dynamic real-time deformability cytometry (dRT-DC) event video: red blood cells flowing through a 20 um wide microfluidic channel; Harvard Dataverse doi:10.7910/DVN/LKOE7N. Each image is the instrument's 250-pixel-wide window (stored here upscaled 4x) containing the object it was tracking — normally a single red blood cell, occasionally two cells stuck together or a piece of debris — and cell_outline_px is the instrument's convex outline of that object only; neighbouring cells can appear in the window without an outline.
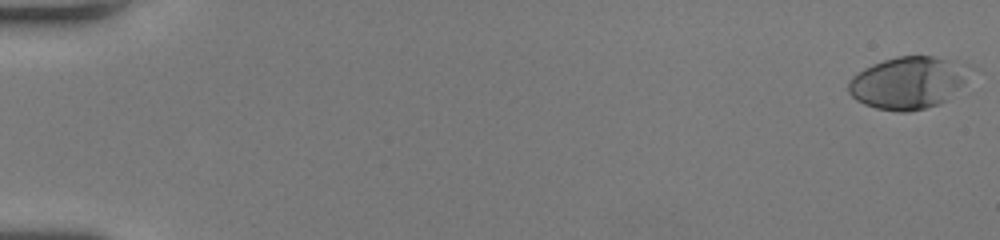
{"species": "human", "species_latin": "Homo sapiens", "temperature_condition": "room temperature", "stored_images_in_passage": 53, "camera_frame_rate_fps": 3000, "um_per_image_px": 0.085, "donor": {"sex": "female"}, "frame": {"image": 1, "passage_image": 1, "time_ms": 0.0, "image_size_px": [1000, 240], "cell_outline_px": [[972, 68], [964, 80], [940, 104], [908, 112], [900, 112], [876, 108], [864, 104], [856, 100], [848, 92], [848, 84], [852, 76], [864, 68], [872, 64], [896, 56], [932, 56], [956, 60], [968, 64]], "centroid_in_image_um": [77.15, 7.01], "position_along_channel_um": 7.8, "area_um2": 36.7}}
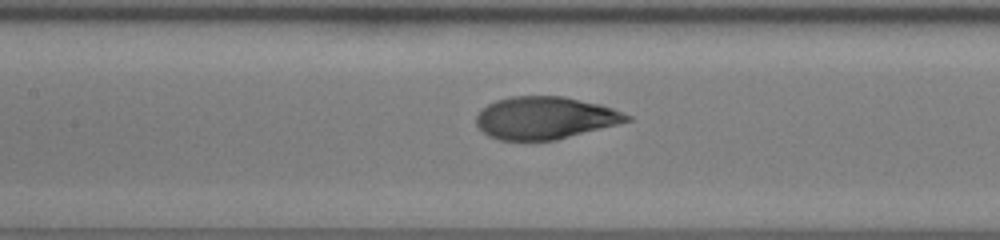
{"frame": {"image": 2, "passage_image": 27, "time_ms": 8.667, "image_size_px": [1000, 240], "cell_outline_px": [[632, 120], [556, 140], [500, 140], [488, 136], [476, 124], [476, 112], [488, 104], [496, 100], [512, 96], [564, 96], [600, 104], [612, 108], [632, 116]], "centroid_in_image_um": [46.3, 10.01], "position_along_channel_um": 161.1, "area_um2": 37.22}}
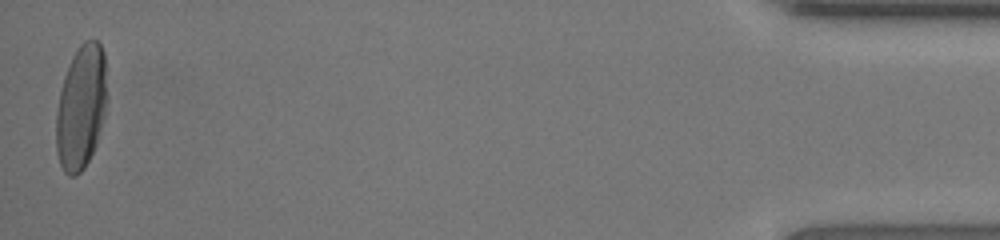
{"frame": {"image": 3, "passage_image": 53, "time_ms": 17.333, "image_size_px": [1000, 240], "cell_outline_px": [[108, 96], [104, 116], [96, 144], [84, 168], [76, 176], [68, 176], [64, 172], [60, 164], [56, 152], [56, 112], [60, 88], [68, 64], [72, 56], [80, 44], [84, 40], [96, 40], [100, 44], [104, 52]], "centroid_in_image_um": [6.89, 9.09], "position_along_channel_um": 428.3, "area_um2": 37.34}, "authors_computed_cell_mechanics": {"area_um2": 36.5296, "velocity_mm_per_s": 4.0803, "shape_relaxation_time_tau1_ms": 4.139, "shape_relaxation_time_tau2_ms": 0.7261, "deformation_change_tau1": 0.2371, "deformation_change_tau2": 0.0563}}